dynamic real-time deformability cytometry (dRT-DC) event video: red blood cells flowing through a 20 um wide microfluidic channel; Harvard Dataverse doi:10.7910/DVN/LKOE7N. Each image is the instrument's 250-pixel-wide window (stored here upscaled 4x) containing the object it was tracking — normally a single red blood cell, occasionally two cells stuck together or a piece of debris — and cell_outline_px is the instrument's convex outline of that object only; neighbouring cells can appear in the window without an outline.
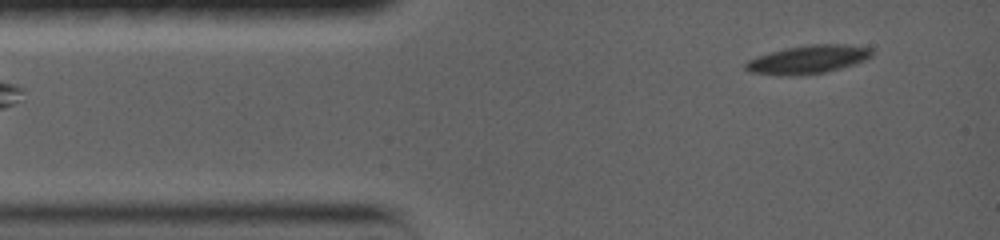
{"species": "common noctule bat (a hibernating species)", "species_latin": "Nyctalus noctula", "temperature_condition": "warm", "stored_images_in_passage": 6, "camera_frame_rate_fps": 5000, "um_per_image_px": 0.085, "animal": {"sex": "female", "body_mass_g": 19.0, "forearm_length_mm": 56.7}, "frame": {"image": 1, "passage_image": 1, "time_ms": 0.0, "image_size_px": [1000, 240], "cell_outline_px": [[872, 56], [864, 60], [840, 68], [824, 72], [788, 76], [752, 72], [744, 68], [744, 64], [748, 60], [756, 56], [768, 52], [784, 48], [808, 44], [844, 44], [872, 48]], "centroid_in_image_um": [68.65, 5.03], "position_along_channel_um": 16.4, "area_um2": 20.75}}
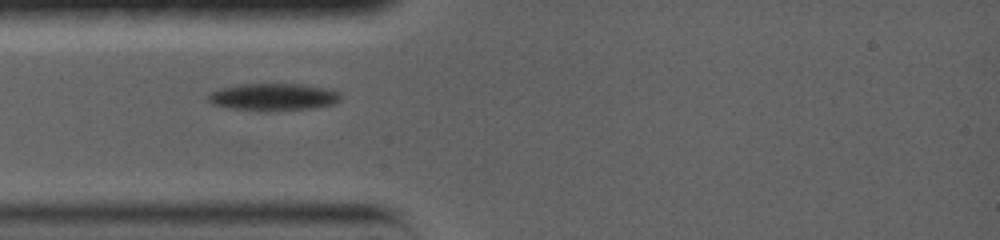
{"frame": {"image": 2, "passage_image": 5, "time_ms": 2.8, "image_size_px": [1000, 240], "cell_outline_px": [[340, 100], [332, 104], [312, 108], [268, 112], [264, 112], [232, 108], [212, 104], [208, 100], [208, 92], [220, 88], [240, 84], [304, 84], [332, 88], [340, 92]], "centroid_in_image_um": [23.25, 8.24], "position_along_channel_um": 61.8, "area_um2": 21.44}}